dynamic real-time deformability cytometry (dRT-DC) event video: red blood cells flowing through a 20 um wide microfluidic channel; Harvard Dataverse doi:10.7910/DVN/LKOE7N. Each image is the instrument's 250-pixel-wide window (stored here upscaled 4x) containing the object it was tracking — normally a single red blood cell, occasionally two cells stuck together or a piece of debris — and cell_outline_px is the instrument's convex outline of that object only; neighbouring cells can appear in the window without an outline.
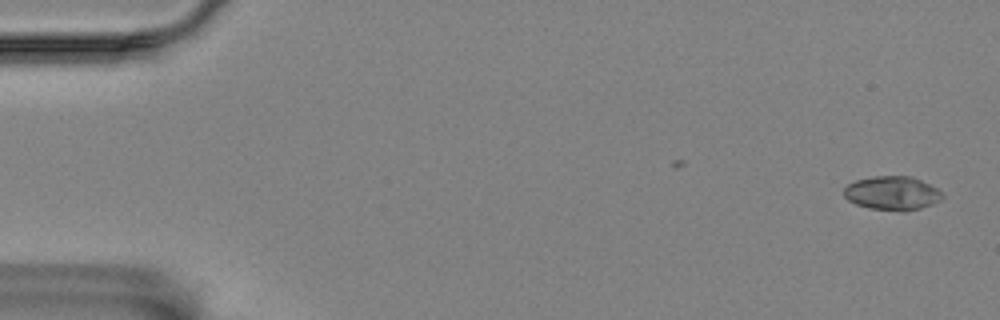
{"species": "Egyptian fruit bat (a non-hibernating species)", "species_latin": "Rousettus aegyptiacus", "temperature_condition": "room temperature", "stored_images_in_passage": 50, "camera_frame_rate_fps": 3000, "um_per_image_px": 0.085, "animal": {"sex": "female"}, "frame": {"image": 1, "passage_image": 1, "time_ms": 0.0, "image_size_px": [1000, 320], "cell_outline_px": [[944, 196], [940, 200], [932, 204], [920, 208], [904, 212], [900, 212], [868, 208], [856, 204], [848, 200], [844, 196], [844, 188], [848, 184], [856, 180], [872, 176], [912, 176], [936, 188]], "centroid_in_image_um": [75.82, 16.43], "position_along_channel_um": 9.2, "area_um2": 19.48}}
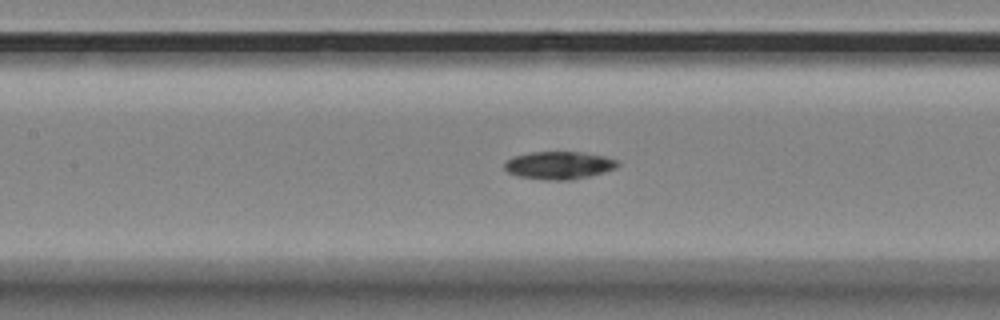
{"frame": {"image": 2, "passage_image": 25, "time_ms": 8.0, "image_size_px": [1000, 320], "cell_outline_px": [[620, 164], [616, 168], [604, 172], [572, 180], [548, 180], [516, 176], [508, 172], [504, 168], [504, 164], [508, 160], [516, 156], [532, 152], [584, 152], [604, 156], [616, 160]], "centroid_in_image_um": [47.53, 14.05], "position_along_channel_um": 159.9, "area_um2": 18.21}}
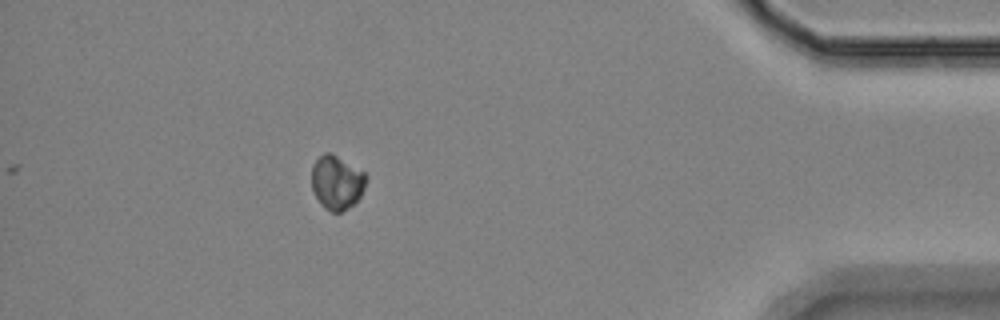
{"frame": {"image": 3, "passage_image": 50, "time_ms": 16.333, "image_size_px": [1000, 320], "cell_outline_px": [[364, 188], [360, 196], [352, 204], [340, 212], [332, 212], [324, 208], [320, 204], [312, 188], [312, 164], [324, 152], [332, 152], [364, 172]], "centroid_in_image_um": [28.58, 15.48], "position_along_channel_um": 406.6, "area_um2": 16.88}, "authors_computed_cell_mechanics": {"area_um2": 18.3804, "velocity_mm_per_s": 3.5155, "shape_relaxation_time_tau1_ms": 10.3702, "shape_relaxation_time_tau2_ms": null, "deformation_change_tau1": 0.1365, "deformation_change_tau2": null}}